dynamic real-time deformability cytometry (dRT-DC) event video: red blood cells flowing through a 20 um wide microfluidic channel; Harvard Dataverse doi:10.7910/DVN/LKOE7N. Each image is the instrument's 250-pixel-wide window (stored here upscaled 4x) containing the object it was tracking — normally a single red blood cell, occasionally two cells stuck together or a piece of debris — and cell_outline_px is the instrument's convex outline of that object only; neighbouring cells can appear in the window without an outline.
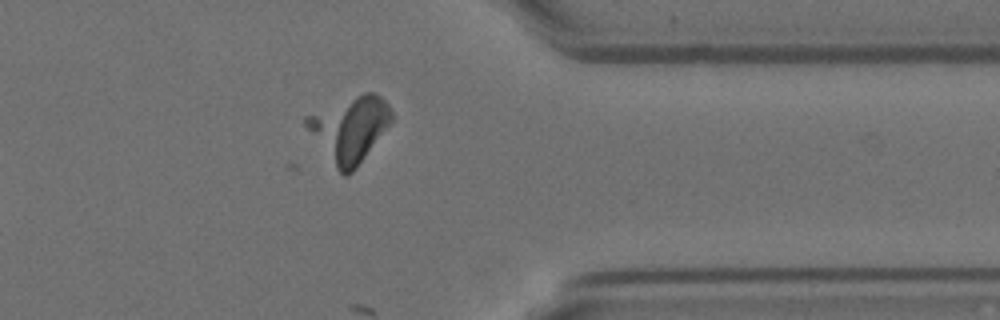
{"species": "Egyptian fruit bat (a non-hibernating species)", "species_latin": "Rousettus aegyptiacus", "temperature_condition": "room temperature", "stored_images_in_passage": 32, "camera_frame_rate_fps": 3000, "um_per_image_px": 0.085, "animal": {"sex": "female"}, "frame": {"image": 1, "passage_image": 29, "time_ms": 9.333, "image_size_px": [1000, 320], "cell_outline_px": [[392, 120], [356, 168], [352, 172], [344, 176], [336, 168], [304, 124], [304, 116], [364, 92], [376, 92], [388, 104], [392, 112]], "centroid_in_image_um": [29.73, 10.94], "position_along_channel_um": 381.7, "area_um2": 31.44}}